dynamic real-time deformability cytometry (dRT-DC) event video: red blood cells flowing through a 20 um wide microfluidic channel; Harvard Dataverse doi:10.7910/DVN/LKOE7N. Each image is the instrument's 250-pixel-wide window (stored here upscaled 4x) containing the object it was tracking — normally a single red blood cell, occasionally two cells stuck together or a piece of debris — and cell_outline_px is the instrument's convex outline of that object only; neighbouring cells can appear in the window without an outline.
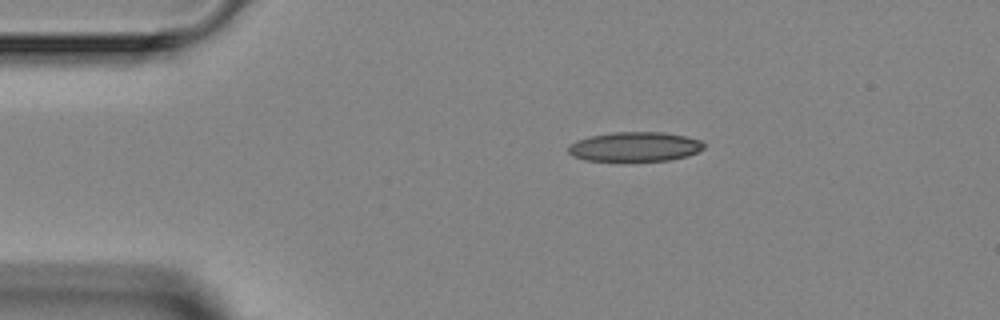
{"species": "Egyptian fruit bat (a non-hibernating species)", "species_latin": "Rousettus aegyptiacus", "temperature_condition": "room temperature", "stored_images_in_passage": 2, "camera_frame_rate_fps": 3000, "um_per_image_px": 0.085, "animal": {"sex": "female"}, "frame": {"image": 1, "passage_image": 1, "time_ms": 0.0, "image_size_px": [1000, 320], "cell_outline_px": [[704, 148], [688, 156], [672, 160], [624, 164], [584, 160], [572, 156], [568, 152], [568, 144], [576, 140], [588, 136], [612, 132], [664, 132], [684, 136], [700, 140], [704, 144]], "centroid_in_image_um": [53.89, 12.52], "position_along_channel_um": 31.1, "area_um2": 24.57}}